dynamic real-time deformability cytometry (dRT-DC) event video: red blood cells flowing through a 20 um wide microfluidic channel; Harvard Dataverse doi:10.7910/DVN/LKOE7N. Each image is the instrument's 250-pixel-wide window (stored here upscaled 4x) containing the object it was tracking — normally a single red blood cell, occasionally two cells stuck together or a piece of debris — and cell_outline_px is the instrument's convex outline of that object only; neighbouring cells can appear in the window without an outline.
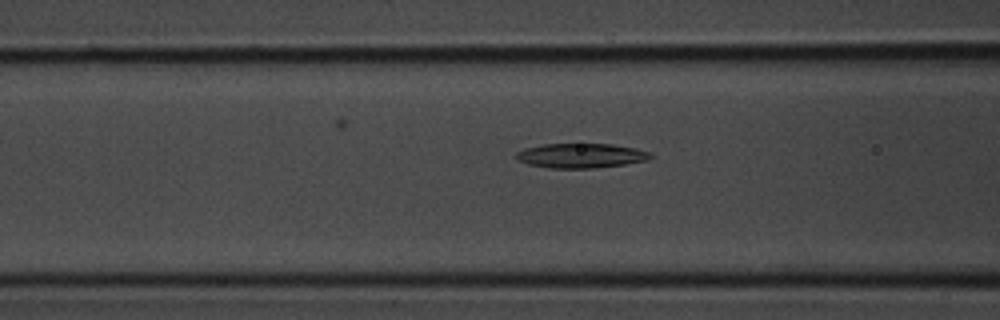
{"species": "common noctule bat (a hibernating species)", "species_latin": "Nyctalus noctula", "temperature_condition": "room temperature", "stored_images_in_passage": 39, "segment_of_instrument_passage": [1, 2], "camera_frame_rate_fps": 3000, "um_per_image_px": 0.085, "animal": {"sex": "male", "body_mass_g": 20.1, "forearm_length_mm": 53.5}, "frame": {"image": 1, "passage_image": 16, "time_ms": 5.0, "image_size_px": [1000, 320], "cell_outline_px": [[652, 156], [648, 160], [624, 164], [592, 168], [548, 168], [528, 164], [516, 160], [516, 152], [524, 148], [544, 144], [612, 144], [636, 148], [652, 152]], "centroid_in_image_um": [49.37, 13.23], "position_along_channel_um": 117.2, "area_um2": 19.31}}
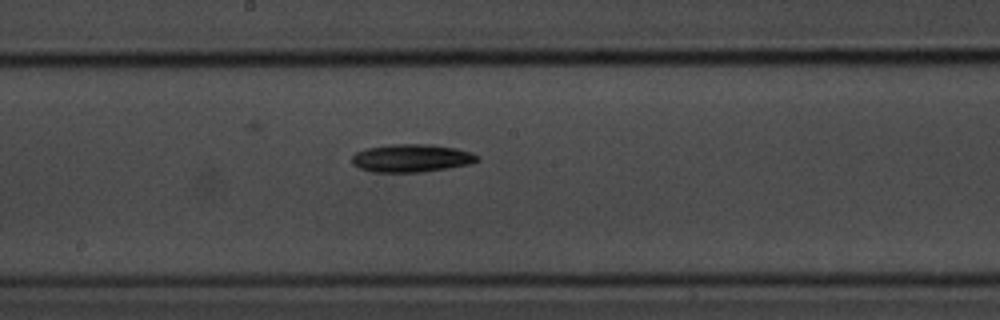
{"frame": {"image": 2, "passage_image": 22, "time_ms": 7.0, "image_size_px": [1000, 320], "cell_outline_px": [[480, 160], [468, 164], [448, 168], [420, 172], [372, 172], [360, 168], [352, 164], [352, 156], [356, 152], [364, 148], [388, 144], [432, 144], [456, 148], [472, 152], [480, 156]], "centroid_in_image_um": [34.97, 13.43], "position_along_channel_um": 213.2, "area_um2": 20.63}}
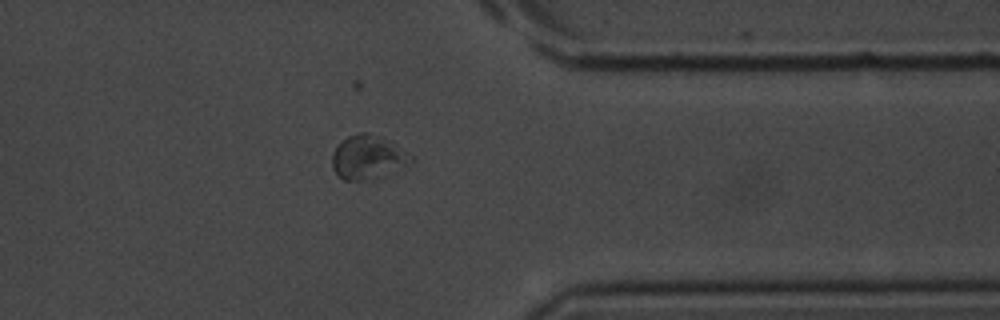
{"frame": {"image": 3, "passage_image": 33, "time_ms": 10.667, "image_size_px": [1000, 320], "cell_outline_px": [[416, 160], [388, 176], [364, 180], [344, 180], [336, 176], [332, 168], [332, 152], [348, 136], [360, 132], [368, 132], [384, 136], [416, 156]], "centroid_in_image_um": [31.35, 13.37], "position_along_channel_um": 380.0, "area_um2": 20.98}}